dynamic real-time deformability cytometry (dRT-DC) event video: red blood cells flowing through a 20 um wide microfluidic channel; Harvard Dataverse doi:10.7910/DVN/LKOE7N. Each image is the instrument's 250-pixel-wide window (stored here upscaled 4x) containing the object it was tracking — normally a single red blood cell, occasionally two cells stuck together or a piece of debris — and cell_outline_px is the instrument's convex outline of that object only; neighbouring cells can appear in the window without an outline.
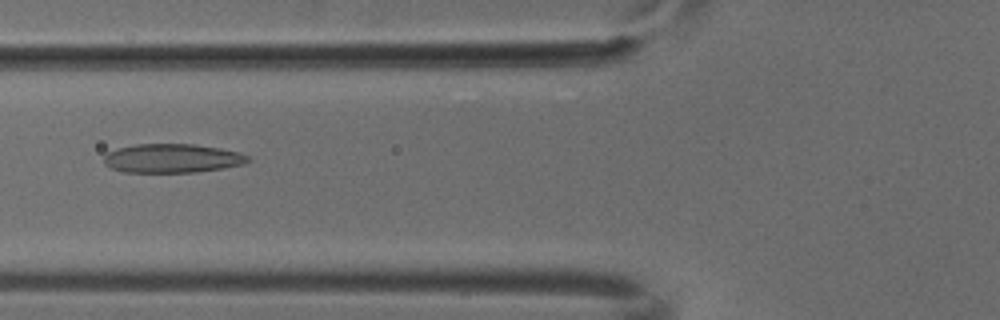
{"species": "common noctule bat (a hibernating species)", "species_latin": "Nyctalus noctula", "temperature_condition": "cold", "stored_images_in_passage": 7, "camera_frame_rate_fps": 3000, "um_per_image_px": 0.085, "animal": {"sex": "male", "body_mass_g": 18.8}, "frame": {"image": 1, "passage_image": 6, "time_ms": 1.667, "image_size_px": [1000, 320], "cell_outline_px": [[252, 160], [244, 164], [224, 168], [196, 172], [124, 172], [108, 168], [104, 164], [104, 156], [108, 152], [116, 148], [136, 144], [192, 144], [220, 148], [240, 152], [248, 156]], "centroid_in_image_um": [14.63, 13.46], "position_along_channel_um": 111.2, "area_um2": 24.51}}
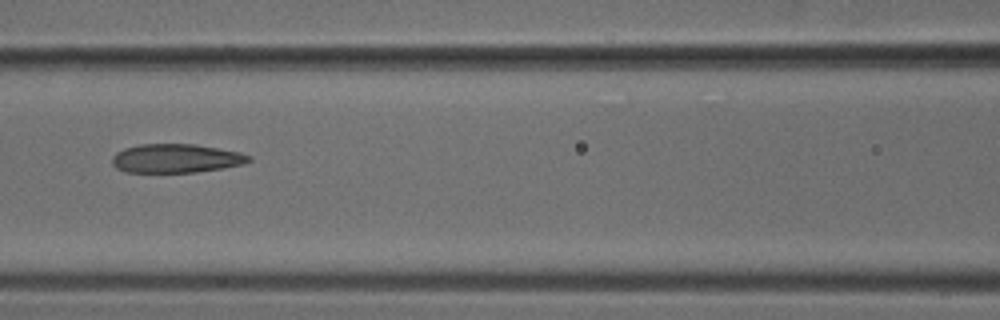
{"frame": {"image": 2, "passage_image": 7, "time_ms": 2.0, "image_size_px": [1000, 320], "cell_outline_px": [[252, 160], [244, 164], [196, 172], [124, 172], [116, 168], [112, 164], [112, 156], [116, 152], [124, 148], [140, 144], [196, 144], [240, 152], [248, 156]], "centroid_in_image_um": [14.92, 13.46], "position_along_channel_um": 151.7, "area_um2": 22.95}}